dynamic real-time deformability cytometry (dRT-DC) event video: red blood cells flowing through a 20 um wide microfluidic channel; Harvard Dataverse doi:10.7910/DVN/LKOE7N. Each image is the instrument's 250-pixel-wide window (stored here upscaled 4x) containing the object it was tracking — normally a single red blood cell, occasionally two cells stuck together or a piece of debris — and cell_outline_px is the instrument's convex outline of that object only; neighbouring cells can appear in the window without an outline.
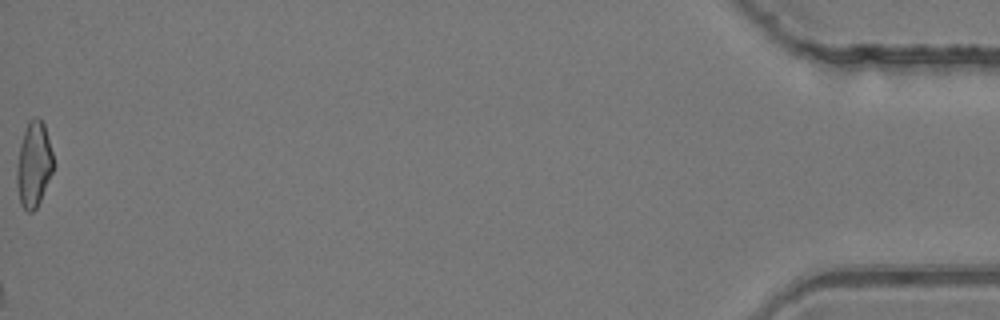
{"species": "common noctule bat (a hibernating species)", "species_latin": "Nyctalus noctula", "temperature_condition": "room temperature", "stored_images_in_passage": 44, "camera_frame_rate_fps": 3000, "um_per_image_px": 0.085, "animal": {"sex": "female", "body_mass_g": 24.6, "forearm_length_mm": 56.2}, "frame": {"image": 1, "passage_image": 44, "time_ms": 14.333, "image_size_px": [1000, 320], "cell_outline_px": [[52, 172], [40, 200], [36, 208], [32, 212], [28, 212], [20, 204], [16, 184], [16, 168], [20, 144], [28, 120], [36, 116], [44, 124], [52, 152]], "centroid_in_image_um": [2.84, 13.98], "position_along_channel_um": 432.4, "area_um2": 17.98}}